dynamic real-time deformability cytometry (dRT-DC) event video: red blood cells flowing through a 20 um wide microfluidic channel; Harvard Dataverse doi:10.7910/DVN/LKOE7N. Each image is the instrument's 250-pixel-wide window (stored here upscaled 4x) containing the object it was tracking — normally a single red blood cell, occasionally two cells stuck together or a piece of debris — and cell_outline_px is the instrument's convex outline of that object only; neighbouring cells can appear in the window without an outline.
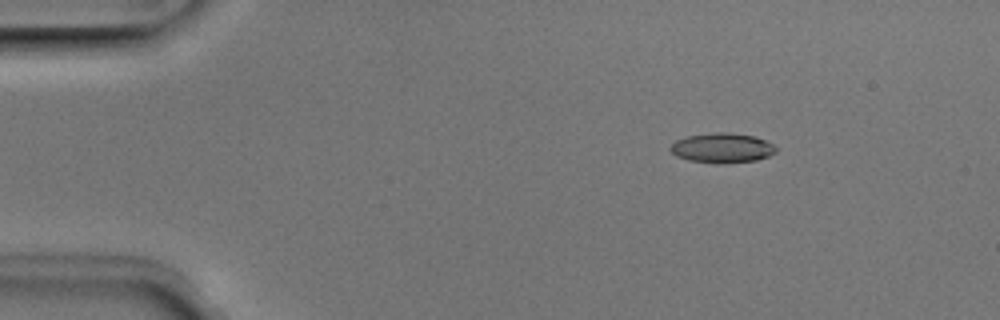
{"species": "Egyptian fruit bat (a non-hibernating species)", "species_latin": "Rousettus aegyptiacus", "temperature_condition": "room temperature", "stored_images_in_passage": 50, "camera_frame_rate_fps": 3000, "um_per_image_px": 0.085, "animal": {"sex": "male"}, "frame": {"image": 1, "passage_image": 7, "time_ms": 2.0, "image_size_px": [1000, 320], "cell_outline_px": [[776, 152], [768, 156], [756, 160], [688, 160], [676, 156], [668, 148], [676, 140], [688, 136], [712, 132], [728, 132], [752, 136], [764, 140], [772, 144], [776, 148]], "centroid_in_image_um": [61.35, 12.51], "position_along_channel_um": 23.6, "area_um2": 17.28}}
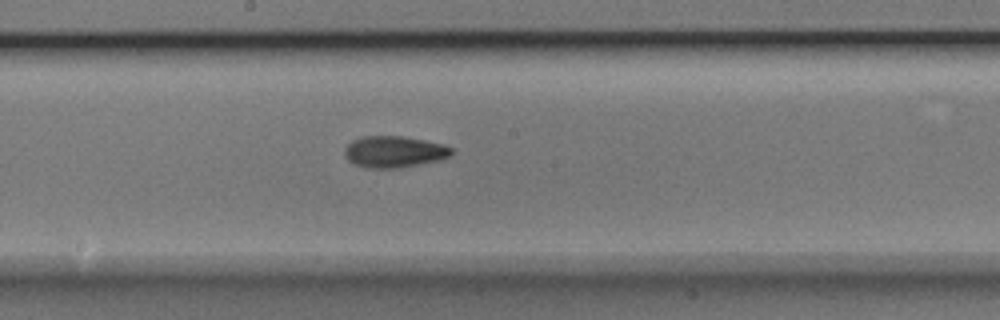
{"frame": {"image": 2, "passage_image": 27, "time_ms": 8.667, "image_size_px": [1000, 320], "cell_outline_px": [[452, 156], [440, 160], [400, 168], [368, 168], [356, 164], [348, 160], [344, 156], [344, 148], [352, 140], [360, 136], [404, 136], [444, 144], [452, 148]], "centroid_in_image_um": [33.51, 12.89], "position_along_channel_um": 214.7, "area_um2": 19.83}}
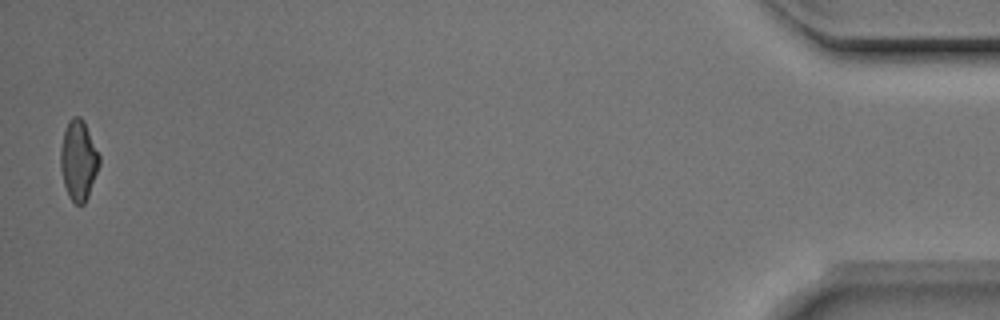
{"frame": {"image": 3, "passage_image": 50, "time_ms": 16.333, "image_size_px": [1000, 320], "cell_outline_px": [[100, 164], [88, 196], [84, 204], [76, 204], [68, 196], [64, 184], [60, 168], [60, 148], [64, 132], [68, 120], [72, 116], [80, 116], [84, 120], [100, 156]], "centroid_in_image_um": [6.67, 13.6], "position_along_channel_um": 428.5, "area_um2": 18.15}, "authors_computed_cell_mechanics": {"area_um2": 18.5827, "velocity_mm_per_s": 3.9917, "shape_relaxation_time_tau1_ms": 9.4775, "shape_relaxation_time_tau2_ms": 3.6884, "deformation_change_tau1": 0.198, "deformation_change_tau2": 0.1076}}